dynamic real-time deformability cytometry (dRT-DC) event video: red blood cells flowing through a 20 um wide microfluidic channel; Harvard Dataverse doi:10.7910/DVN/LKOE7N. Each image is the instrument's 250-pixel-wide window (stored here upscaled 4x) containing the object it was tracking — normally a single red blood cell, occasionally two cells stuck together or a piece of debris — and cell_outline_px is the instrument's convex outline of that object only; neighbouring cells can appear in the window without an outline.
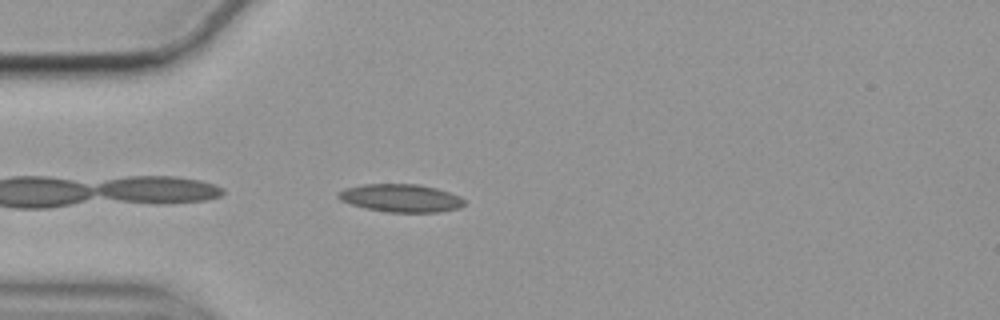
{"species": "common noctule bat (a hibernating species)", "species_latin": "Nyctalus noctula", "temperature_condition": "cold", "stored_images_in_passage": 15, "camera_frame_rate_fps": 3000, "um_per_image_px": 0.085, "animal": {"sex": "female", "body_mass_g": 19.9}, "frame": {"image": 1, "passage_image": 3, "time_ms": 0.667, "image_size_px": [1000, 320], "cell_outline_px": [[464, 204], [460, 208], [440, 212], [388, 212], [364, 208], [340, 200], [336, 196], [344, 188], [364, 184], [420, 184], [436, 188], [460, 196], [464, 200]], "centroid_in_image_um": [34.08, 16.83], "position_along_channel_um": 50.9, "area_um2": 20.52}}
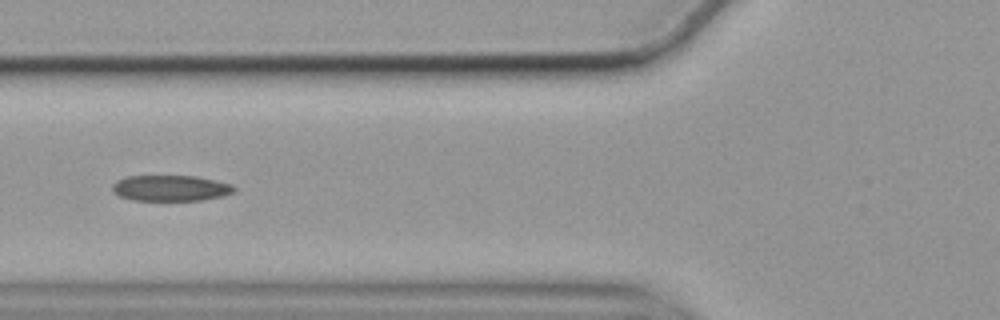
{"frame": {"image": 2, "passage_image": 9, "time_ms": 2.667, "image_size_px": [1000, 320], "cell_outline_px": [[236, 192], [220, 196], [200, 200], [132, 200], [120, 196], [112, 192], [112, 184], [116, 180], [128, 176], [196, 176], [232, 184], [236, 188]], "centroid_in_image_um": [14.48, 15.98], "position_along_channel_um": 111.3, "area_um2": 18.32}}